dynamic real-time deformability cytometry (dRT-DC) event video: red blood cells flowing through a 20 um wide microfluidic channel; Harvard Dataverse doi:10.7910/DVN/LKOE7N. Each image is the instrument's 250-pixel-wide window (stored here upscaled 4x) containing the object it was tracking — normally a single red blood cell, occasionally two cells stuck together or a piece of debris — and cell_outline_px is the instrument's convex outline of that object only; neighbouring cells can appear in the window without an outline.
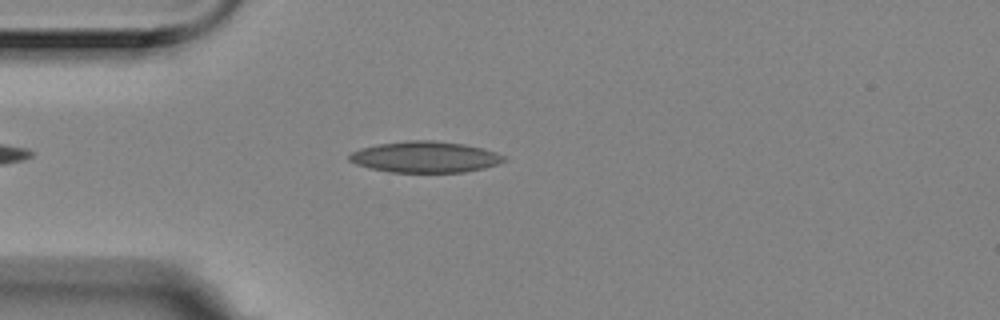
{"species": "Egyptian fruit bat (a non-hibernating species)", "species_latin": "Rousettus aegyptiacus", "temperature_condition": "room temperature", "stored_images_in_passage": 4, "camera_frame_rate_fps": 3000, "um_per_image_px": 0.085, "animal": {"sex": "female"}, "frame": {"image": 1, "passage_image": 4, "time_ms": 1.0, "image_size_px": [1000, 320], "cell_outline_px": [[508, 160], [500, 164], [484, 168], [464, 172], [392, 172], [368, 168], [356, 164], [348, 160], [348, 156], [352, 152], [360, 148], [376, 144], [408, 140], [432, 140], [464, 144], [484, 148], [496, 152], [504, 156]], "centroid_in_image_um": [36.15, 13.34], "position_along_channel_um": 48.9, "area_um2": 28.32}}